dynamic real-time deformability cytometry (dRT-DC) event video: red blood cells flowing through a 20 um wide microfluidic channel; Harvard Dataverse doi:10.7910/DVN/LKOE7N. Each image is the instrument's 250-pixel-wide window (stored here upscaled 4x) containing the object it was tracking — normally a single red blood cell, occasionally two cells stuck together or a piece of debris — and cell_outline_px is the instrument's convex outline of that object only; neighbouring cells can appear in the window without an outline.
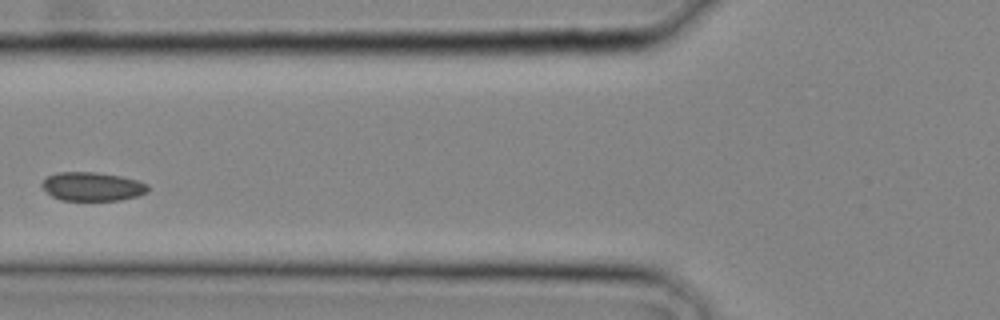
{"species": "common noctule bat (a hibernating species)", "species_latin": "Nyctalus noctula", "temperature_condition": "cold", "stored_images_in_passage": 25, "camera_frame_rate_fps": 3000, "um_per_image_px": 0.085, "animal": {"sex": "male", "body_mass_g": 20.4}, "frame": {"image": 1, "passage_image": 8, "time_ms": 2.333, "image_size_px": [1000, 320], "cell_outline_px": [[148, 192], [136, 196], [120, 200], [60, 200], [52, 196], [40, 184], [48, 176], [56, 172], [96, 172], [120, 176], [136, 180], [148, 184]], "centroid_in_image_um": [7.84, 15.85], "position_along_channel_um": 118.0, "area_um2": 17.63}}
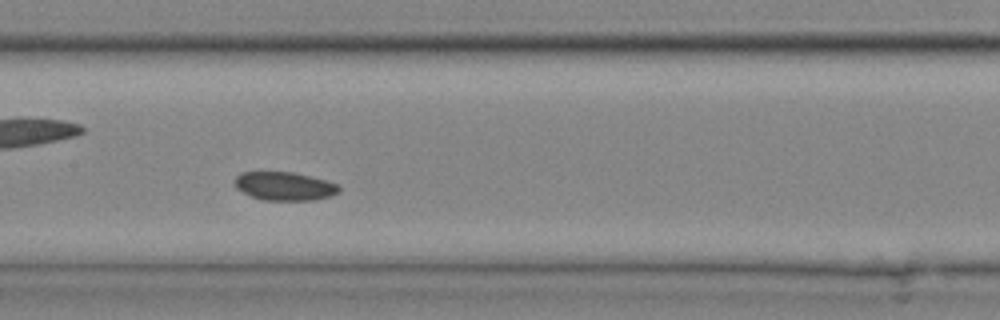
{"frame": {"image": 2, "passage_image": 11, "time_ms": 3.333, "image_size_px": [1000, 320], "cell_outline_px": [[340, 192], [332, 196], [316, 200], [264, 200], [252, 196], [236, 188], [232, 180], [240, 172], [292, 172], [340, 184]], "centroid_in_image_um": [24.19, 15.82], "position_along_channel_um": 183.2, "area_um2": 17.4}}
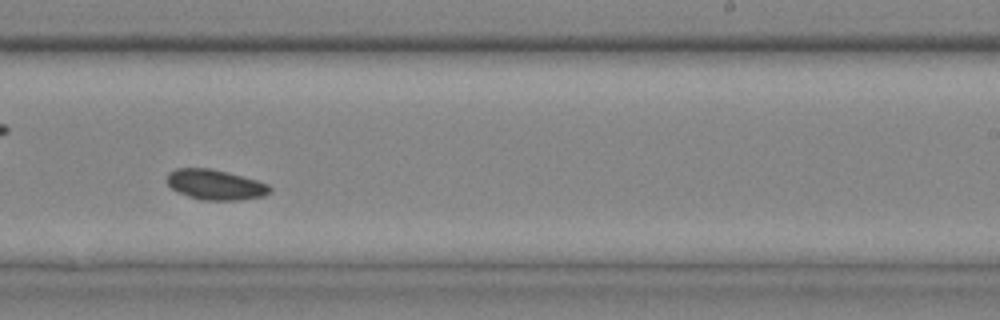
{"frame": {"image": 3, "passage_image": 15, "time_ms": 4.667, "image_size_px": [1000, 320], "cell_outline_px": [[272, 192], [264, 196], [240, 200], [200, 200], [188, 196], [172, 188], [168, 184], [168, 172], [176, 168], [208, 168], [256, 180], [268, 184], [272, 188]], "centroid_in_image_um": [18.32, 15.71], "position_along_channel_um": 270.7, "area_um2": 17.92}}